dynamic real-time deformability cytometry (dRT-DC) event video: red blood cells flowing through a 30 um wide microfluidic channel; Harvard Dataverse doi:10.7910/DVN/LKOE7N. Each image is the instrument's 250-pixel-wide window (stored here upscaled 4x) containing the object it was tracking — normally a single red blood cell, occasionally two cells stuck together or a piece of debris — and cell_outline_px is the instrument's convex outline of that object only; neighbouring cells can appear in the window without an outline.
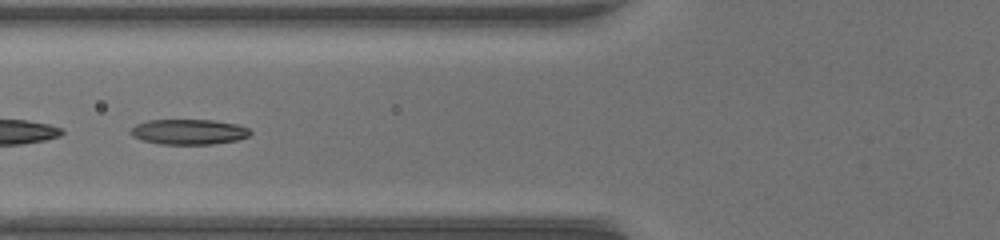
{"species": "common noctule bat (a hibernating species)", "species_latin": "Nyctalus noctula", "temperature_condition": "warm", "stored_images_in_passage": 32, "camera_frame_rate_fps": 3000, "um_per_image_px": 0.085, "animal": {"sex": "female", "body_mass_g": 17.0, "forearm_length_mm": 48.0}, "frame": {"image": 1, "passage_image": 20, "time_ms": 6.333, "image_size_px": [1000, 240], "cell_outline_px": [[252, 132], [248, 136], [236, 140], [212, 144], [160, 144], [144, 140], [132, 136], [128, 132], [136, 124], [148, 120], [212, 120], [240, 124], [248, 128]], "centroid_in_image_um": [16.05, 11.2], "position_along_channel_um": 109.7, "area_um2": 17.63}}
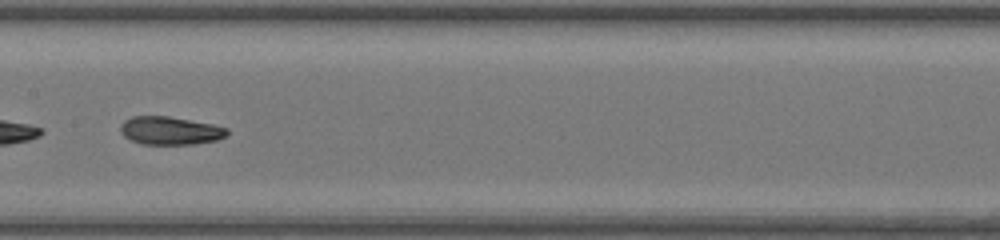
{"frame": {"image": 2, "passage_image": 26, "time_ms": 8.333, "image_size_px": [1000, 240], "cell_outline_px": [[228, 136], [216, 140], [192, 144], [140, 144], [124, 136], [120, 132], [120, 124], [124, 120], [132, 116], [168, 116], [212, 124], [228, 128]], "centroid_in_image_um": [14.45, 11.1], "position_along_channel_um": 193.0, "area_um2": 17.51}}
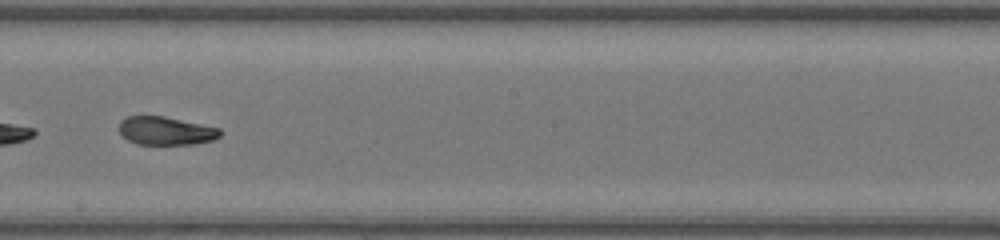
{"frame": {"image": 3, "passage_image": 29, "time_ms": 9.333, "image_size_px": [1000, 240], "cell_outline_px": [[220, 136], [212, 140], [196, 144], [136, 144], [128, 140], [120, 132], [120, 120], [128, 116], [164, 116], [220, 128]], "centroid_in_image_um": [14.09, 11.12], "position_along_channel_um": 234.1, "area_um2": 16.53}}